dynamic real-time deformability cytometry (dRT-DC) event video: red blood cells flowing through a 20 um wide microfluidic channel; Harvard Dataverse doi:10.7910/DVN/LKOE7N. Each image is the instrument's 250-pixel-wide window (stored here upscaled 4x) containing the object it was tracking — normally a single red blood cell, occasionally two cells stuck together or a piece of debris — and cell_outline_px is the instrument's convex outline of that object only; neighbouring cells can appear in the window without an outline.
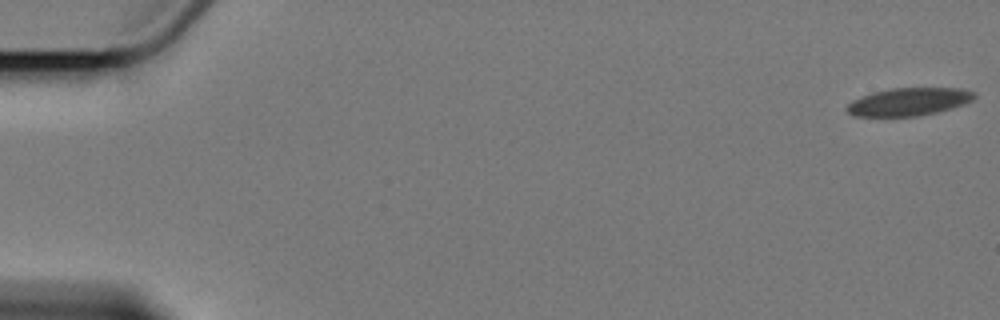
{"species": "Egyptian fruit bat (a non-hibernating species)", "species_latin": "Rousettus aegyptiacus", "temperature_condition": "cold", "stored_images_in_passage": 6, "camera_frame_rate_fps": 3000, "um_per_image_px": 0.085, "animal": {"sex": "female"}, "frame": {"image": 1, "passage_image": 1, "time_ms": 0.0, "image_size_px": [1000, 320], "cell_outline_px": [[976, 96], [972, 100], [964, 104], [952, 108], [936, 112], [916, 116], [852, 116], [844, 108], [852, 100], [872, 92], [892, 88], [960, 88], [976, 92]], "centroid_in_image_um": [77.24, 8.64], "position_along_channel_um": 7.8, "area_um2": 20.69}}
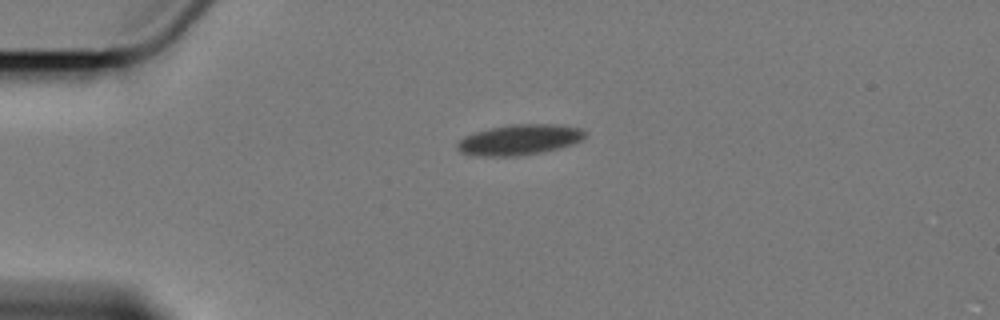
{"frame": {"image": 2, "passage_image": 5, "time_ms": 4.667, "image_size_px": [1000, 320], "cell_outline_px": [[588, 132], [580, 140], [572, 144], [540, 152], [516, 156], [472, 156], [460, 152], [456, 148], [456, 144], [464, 136], [488, 128], [512, 124], [556, 124], [580, 128]], "centroid_in_image_um": [44.1, 11.87], "position_along_channel_um": 40.9, "area_um2": 22.66}}